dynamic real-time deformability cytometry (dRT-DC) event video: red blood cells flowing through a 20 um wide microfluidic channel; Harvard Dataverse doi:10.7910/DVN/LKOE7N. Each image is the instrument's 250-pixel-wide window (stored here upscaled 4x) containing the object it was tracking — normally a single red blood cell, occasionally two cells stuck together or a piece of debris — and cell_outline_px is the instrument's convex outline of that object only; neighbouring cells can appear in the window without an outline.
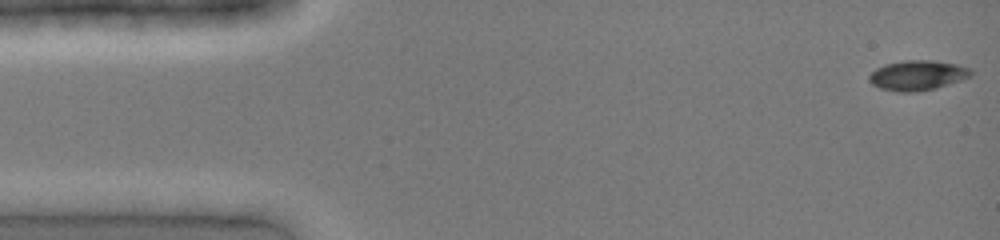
{"species": "common noctule bat (a hibernating species)", "species_latin": "Nyctalus noctula", "temperature_condition": "cold", "stored_images_in_passage": 13, "camera_frame_rate_fps": 3000, "um_per_image_px": 0.085, "animal": {"sex": "female", "body_mass_g": 19.0, "forearm_length_mm": 51.5}, "frame": {"image": 1, "passage_image": 1, "time_ms": 0.0, "image_size_px": [1000, 240], "cell_outline_px": [[972, 76], [936, 88], [916, 92], [900, 92], [880, 88], [872, 84], [868, 80], [868, 76], [876, 68], [884, 64], [904, 60], [932, 60], [956, 64], [972, 68]], "centroid_in_image_um": [77.98, 6.4], "position_along_channel_um": 7.0, "area_um2": 17.86}}
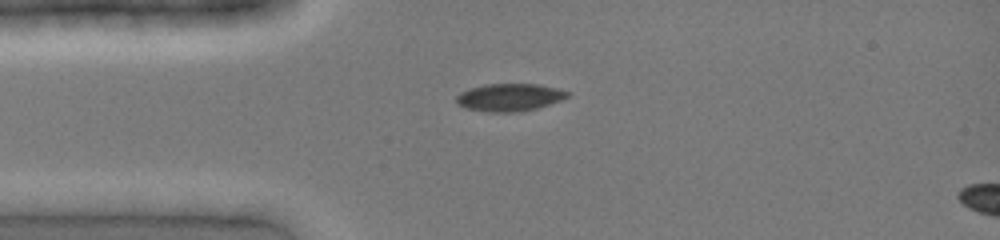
{"frame": {"image": 2, "passage_image": 10, "time_ms": 3.0, "image_size_px": [1000, 240], "cell_outline_px": [[568, 96], [560, 100], [536, 108], [516, 112], [488, 112], [468, 108], [456, 104], [456, 96], [460, 92], [484, 84], [540, 84], [556, 88], [568, 92]], "centroid_in_image_um": [43.27, 8.27], "position_along_channel_um": 41.7, "area_um2": 17.63}}